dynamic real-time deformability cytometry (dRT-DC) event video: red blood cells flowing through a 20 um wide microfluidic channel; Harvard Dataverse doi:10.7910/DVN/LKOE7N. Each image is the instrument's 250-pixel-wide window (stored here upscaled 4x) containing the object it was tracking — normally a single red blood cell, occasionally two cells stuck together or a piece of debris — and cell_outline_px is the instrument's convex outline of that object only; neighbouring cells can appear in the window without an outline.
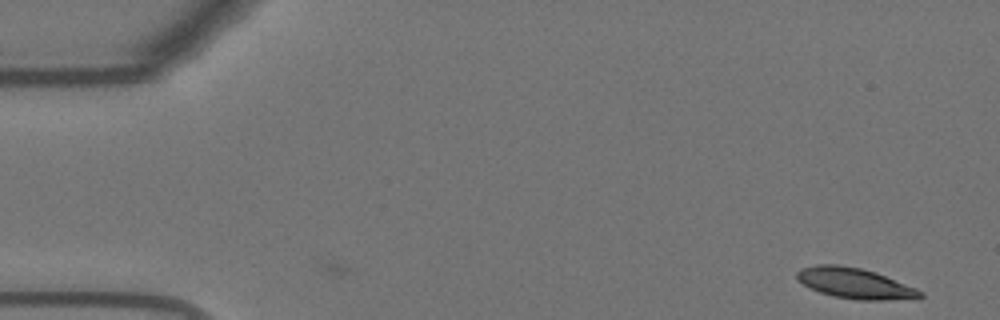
{"species": "Egyptian fruit bat (a non-hibernating species)", "species_latin": "Rousettus aegyptiacus", "temperature_condition": "warm", "stored_images_in_passage": 53, "camera_frame_rate_fps": 3000, "um_per_image_px": 0.085, "animal": {"sex": "female"}, "frame": {"image": 1, "passage_image": 1, "time_ms": 0.0, "image_size_px": [1000, 320], "cell_outline_px": [[924, 296], [920, 300], [860, 300], [832, 296], [820, 292], [796, 280], [796, 272], [800, 268], [816, 264], [836, 264], [860, 268], [876, 272], [916, 288], [924, 292]], "centroid_in_image_um": [72.72, 24.09], "position_along_channel_um": 12.3, "area_um2": 22.31}}
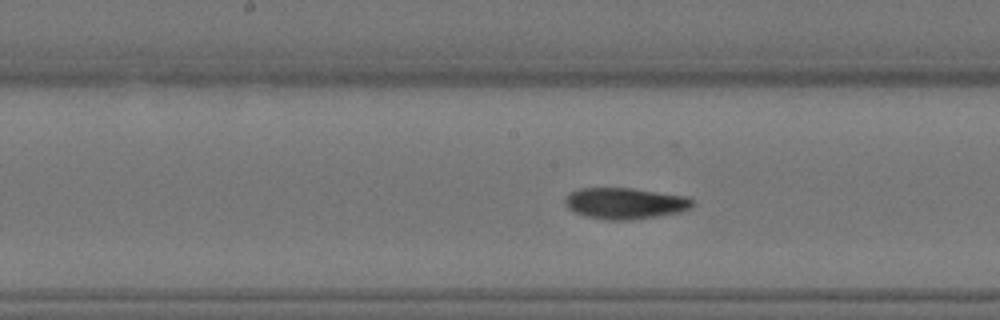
{"frame": {"image": 2, "passage_image": 26, "time_ms": 8.333, "image_size_px": [1000, 320], "cell_outline_px": [[692, 204], [688, 208], [680, 212], [656, 216], [628, 220], [608, 220], [584, 216], [568, 208], [564, 204], [564, 196], [568, 192], [580, 188], [632, 188], [684, 196], [692, 200]], "centroid_in_image_um": [53.03, 17.27], "position_along_channel_um": 195.2, "area_um2": 23.06}}
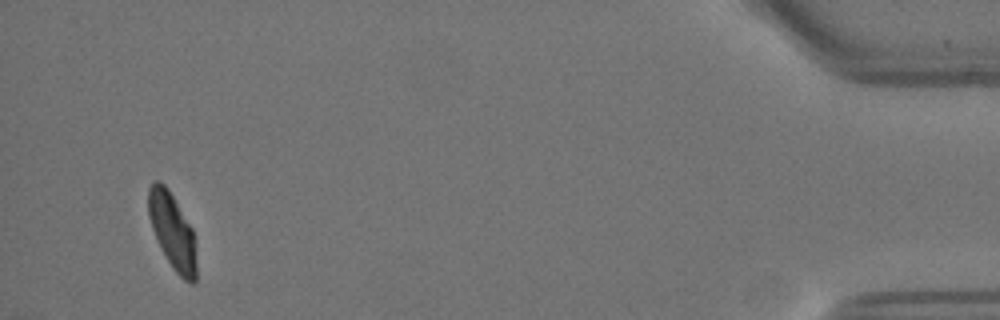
{"frame": {"image": 3, "passage_image": 51, "time_ms": 16.667, "image_size_px": [1000, 320], "cell_outline_px": [[196, 280], [192, 284], [188, 284], [172, 268], [160, 248], [156, 240], [148, 216], [148, 188], [152, 180], [160, 180], [164, 184], [172, 196], [192, 228], [196, 264]], "centroid_in_image_um": [14.62, 19.66], "position_along_channel_um": 420.6, "area_um2": 21.15}, "authors_computed_cell_mechanics": {"area_um2": 22.542, "velocity_mm_per_s": 3.6506, "shape_relaxation_time_tau1_ms": 4.95, "shape_relaxation_time_tau2_ms": 1.8937, "deformation_change_tau1": 0.2154, "deformation_change_tau2": 0.0652}}